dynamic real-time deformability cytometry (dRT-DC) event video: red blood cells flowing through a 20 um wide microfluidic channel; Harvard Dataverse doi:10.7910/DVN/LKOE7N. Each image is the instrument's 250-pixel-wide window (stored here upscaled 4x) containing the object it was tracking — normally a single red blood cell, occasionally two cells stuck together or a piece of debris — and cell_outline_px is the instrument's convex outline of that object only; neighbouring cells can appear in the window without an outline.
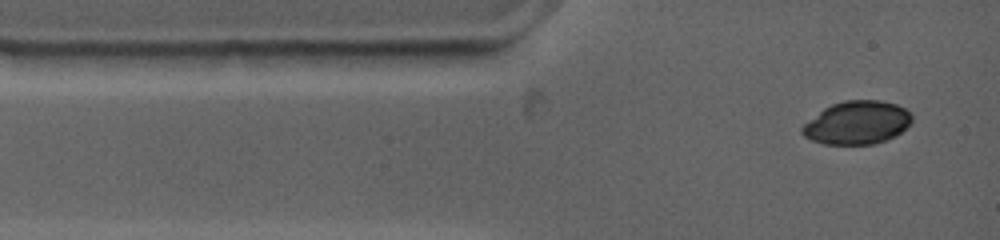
{"species": "common noctule bat (a hibernating species)", "species_latin": "Nyctalus noctula", "temperature_condition": "warm", "stored_images_in_passage": 4, "camera_frame_rate_fps": 4500, "um_per_image_px": 0.085, "animal": {"sex": "female", "body_mass_g": 19.0, "forearm_length_mm": 53.3}, "frame": {"image": 1, "passage_image": 1, "time_ms": 0.0, "image_size_px": [1000, 240], "cell_outline_px": [[912, 120], [900, 132], [884, 140], [872, 144], [824, 144], [812, 140], [804, 136], [800, 132], [800, 128], [804, 124], [824, 108], [832, 104], [844, 100], [880, 100], [896, 104], [912, 112]], "centroid_in_image_um": [72.83, 10.41], "position_along_channel_um": 12.2, "area_um2": 27.4}}